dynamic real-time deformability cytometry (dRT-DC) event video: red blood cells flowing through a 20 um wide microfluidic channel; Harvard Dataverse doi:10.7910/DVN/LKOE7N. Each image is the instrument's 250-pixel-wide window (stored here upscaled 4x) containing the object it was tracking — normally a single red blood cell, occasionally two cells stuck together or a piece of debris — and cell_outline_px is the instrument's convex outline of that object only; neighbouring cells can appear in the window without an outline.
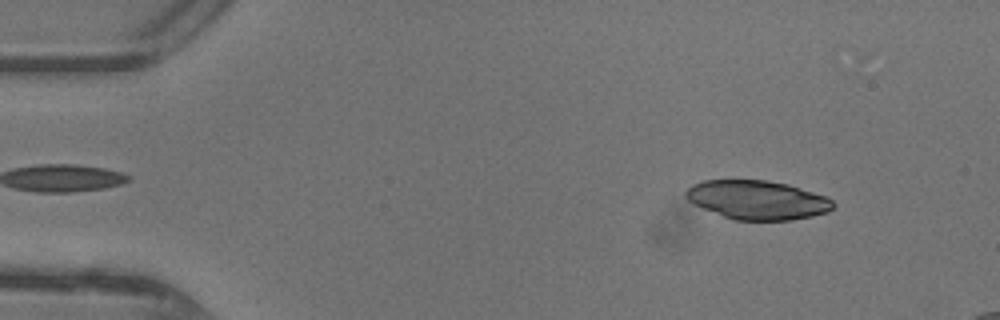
{"species": "common noctule bat (a hibernating species)", "species_latin": "Nyctalus noctula", "temperature_condition": "warm", "stored_images_in_passage": 46, "camera_frame_rate_fps": 3000, "um_per_image_px": 0.085, "animal": {"sex": "female"}, "frame": {"image": 1, "passage_image": 5, "time_ms": 1.333, "image_size_px": [1000, 320], "cell_outline_px": [[836, 204], [828, 212], [812, 216], [792, 220], [736, 220], [724, 216], [692, 204], [684, 196], [684, 192], [692, 184], [704, 180], [768, 180], [788, 184], [824, 196], [832, 200]], "centroid_in_image_um": [64.35, 16.99], "position_along_channel_um": 20.6, "area_um2": 33.41}}